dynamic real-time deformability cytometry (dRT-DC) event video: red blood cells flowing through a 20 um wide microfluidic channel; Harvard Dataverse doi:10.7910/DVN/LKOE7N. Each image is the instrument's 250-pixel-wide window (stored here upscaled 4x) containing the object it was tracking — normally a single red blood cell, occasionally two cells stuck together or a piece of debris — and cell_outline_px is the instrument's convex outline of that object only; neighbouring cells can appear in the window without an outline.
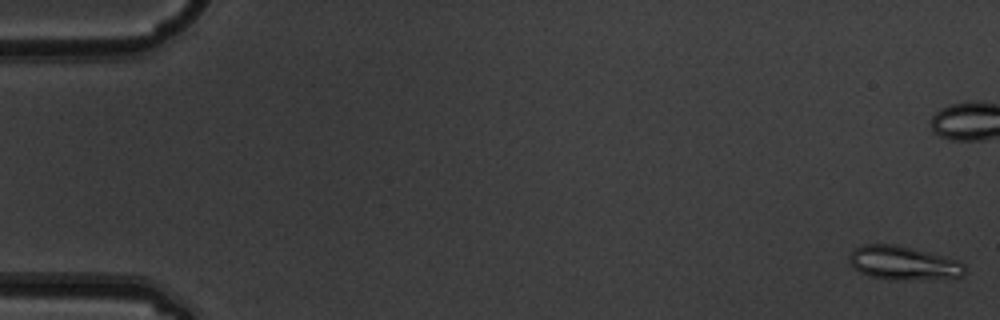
{"species": "common noctule bat (a hibernating species)", "species_latin": "Nyctalus noctula", "temperature_condition": "warm", "stored_images_in_passage": 7, "camera_frame_rate_fps": 3000, "um_per_image_px": 0.085, "animal": {"sex": "male", "body_mass_g": 19.5, "forearm_length_mm": 54.6}, "frame": {"image": 1, "passage_image": 1, "time_ms": 0.0, "image_size_px": [1000, 320], "cell_outline_px": [[964, 276], [904, 280], [892, 280], [868, 276], [852, 268], [848, 264], [848, 256], [860, 244], [896, 244], [960, 260], [964, 264]], "centroid_in_image_um": [76.72, 22.35], "position_along_channel_um": 8.3, "area_um2": 22.89}}
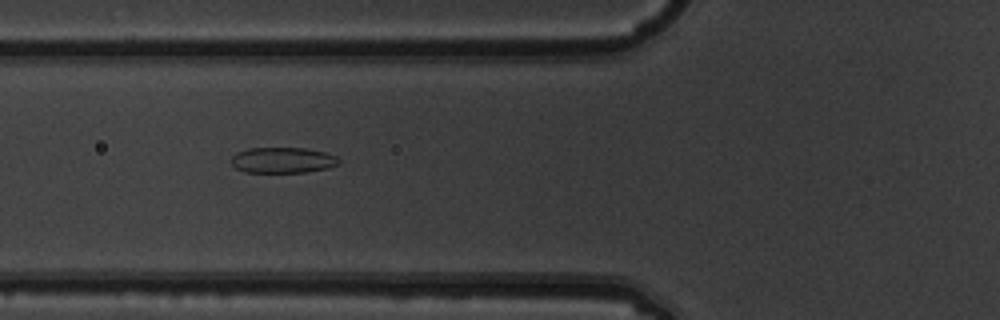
{"frame": {"image": 2, "passage_image": 7, "time_ms": 2.0, "image_size_px": [1000, 320], "cell_outline_px": [[340, 160], [336, 164], [328, 168], [304, 172], [244, 172], [236, 168], [232, 164], [232, 156], [236, 152], [248, 148], [308, 148], [324, 152], [336, 156]], "centroid_in_image_um": [24.01, 13.6], "position_along_channel_um": 101.8, "area_um2": 16.07}}